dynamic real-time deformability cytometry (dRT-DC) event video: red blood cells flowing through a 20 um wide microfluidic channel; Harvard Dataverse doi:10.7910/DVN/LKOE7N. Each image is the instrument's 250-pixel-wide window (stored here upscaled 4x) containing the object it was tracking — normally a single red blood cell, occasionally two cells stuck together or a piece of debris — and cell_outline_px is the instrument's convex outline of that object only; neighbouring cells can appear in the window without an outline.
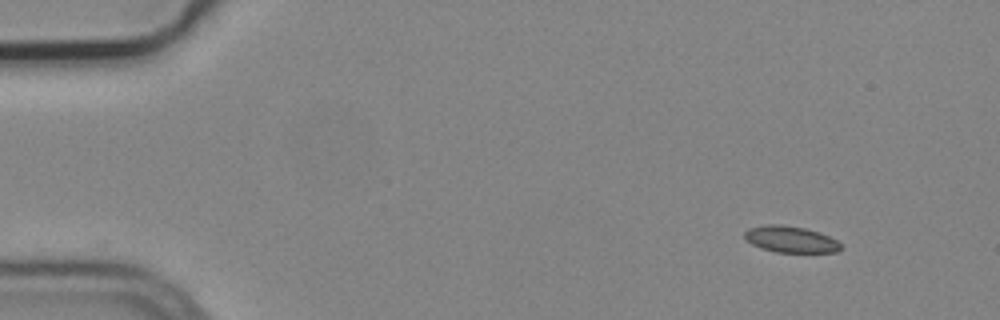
{"species": "common noctule bat (a hibernating species)", "species_latin": "Nyctalus noctula", "temperature_condition": "cold", "stored_images_in_passage": 3, "camera_frame_rate_fps": 3000, "um_per_image_px": 0.085, "animal": {"sex": "male", "body_mass_g": 19.2, "forearm_length_mm": 51.8}, "frame": {"image": 1, "passage_image": 1, "time_ms": 0.0, "image_size_px": [1000, 320], "cell_outline_px": [[844, 248], [836, 252], [776, 252], [760, 248], [752, 244], [744, 236], [744, 232], [748, 228], [764, 224], [780, 224], [804, 228], [820, 232], [836, 240]], "centroid_in_image_um": [67.2, 20.34], "position_along_channel_um": 17.8, "area_um2": 14.85}}
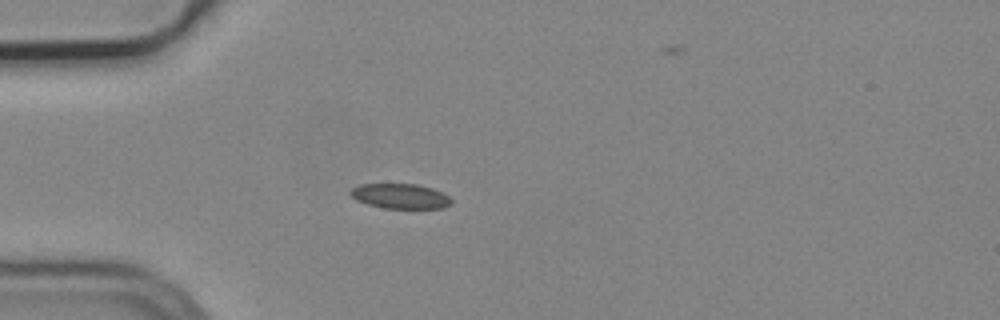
{"frame": {"image": 2, "passage_image": 3, "time_ms": 0.667, "image_size_px": [1000, 320], "cell_outline_px": [[452, 204], [444, 208], [384, 208], [368, 204], [356, 200], [348, 192], [352, 188], [360, 184], [416, 184], [432, 188], [448, 196], [452, 200]], "centroid_in_image_um": [34.02, 16.67], "position_along_channel_um": 51.0, "area_um2": 14.62}}